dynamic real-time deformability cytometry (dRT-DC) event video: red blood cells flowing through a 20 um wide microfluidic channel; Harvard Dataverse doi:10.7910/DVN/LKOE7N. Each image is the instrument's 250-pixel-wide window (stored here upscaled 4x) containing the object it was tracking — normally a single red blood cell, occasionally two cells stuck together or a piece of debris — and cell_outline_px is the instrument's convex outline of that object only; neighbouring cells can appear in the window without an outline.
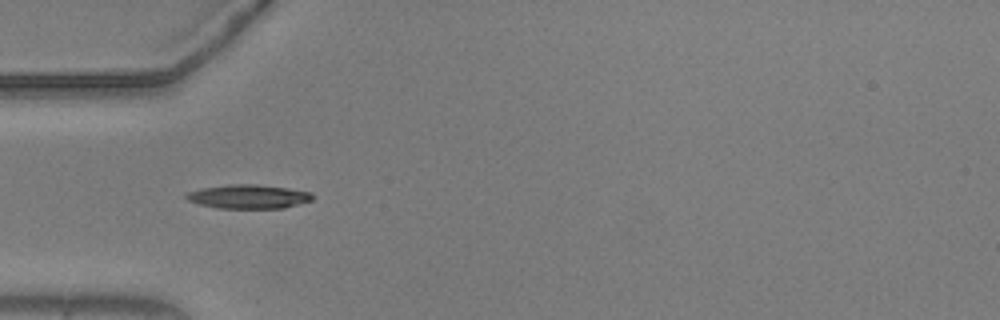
{"species": "common noctule bat (a hibernating species)", "species_latin": "Nyctalus noctula", "temperature_condition": "warm", "stored_images_in_passage": 33, "camera_frame_rate_fps": 3000, "um_per_image_px": 0.085, "animal": {"sex": "male", "body_mass_g": 20.5, "forearm_length_mm": 52.5}, "frame": {"image": 1, "passage_image": 1, "time_ms": 0.0, "image_size_px": [1000, 320], "cell_outline_px": [[312, 200], [284, 208], [216, 208], [200, 204], [188, 200], [184, 196], [188, 192], [200, 188], [228, 184], [256, 184], [288, 188], [312, 192]], "centroid_in_image_um": [21.1, 16.7], "position_along_channel_um": 63.9, "area_um2": 17.63}}
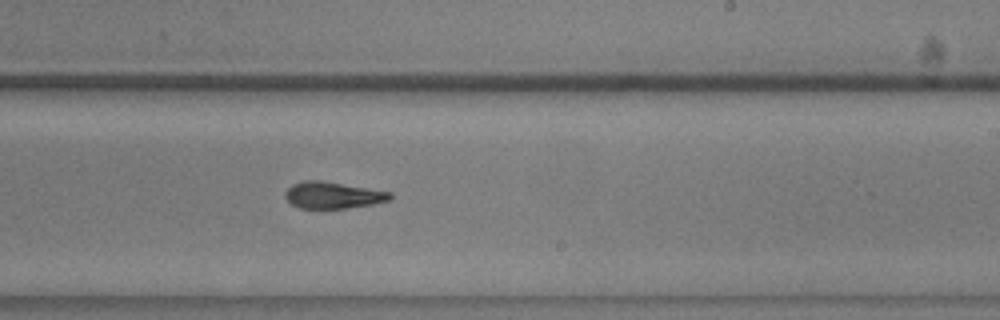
{"frame": {"image": 2, "passage_image": 17, "time_ms": 5.333, "image_size_px": [1000, 320], "cell_outline_px": [[392, 196], [388, 200], [372, 204], [348, 208], [300, 208], [292, 204], [284, 196], [284, 192], [292, 184], [304, 180], [320, 180], [392, 192]], "centroid_in_image_um": [28.27, 16.58], "position_along_channel_um": 260.7, "area_um2": 16.18}}
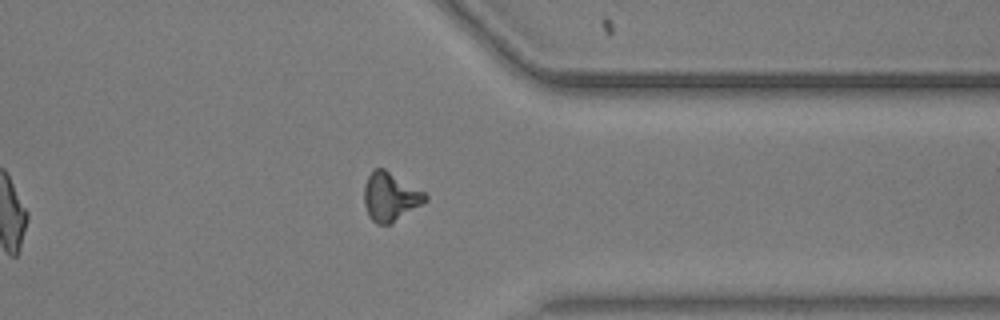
{"frame": {"image": 3, "passage_image": 27, "time_ms": 8.667, "image_size_px": [1000, 320], "cell_outline_px": [[428, 200], [392, 224], [376, 224], [368, 216], [364, 204], [364, 184], [372, 168], [384, 168], [424, 192], [428, 196]], "centroid_in_image_um": [33.15, 16.73], "position_along_channel_um": 378.2, "area_um2": 17.46}, "authors_computed_cell_mechanics": {"area_um2": 16.6464, "velocity_mm_per_s": 3.6996, "shape_relaxation_time_tau1_ms": null, "shape_relaxation_time_tau2_ms": 5.6651, "deformation_change_tau1": null, "deformation_change_tau2": 0.1598}}